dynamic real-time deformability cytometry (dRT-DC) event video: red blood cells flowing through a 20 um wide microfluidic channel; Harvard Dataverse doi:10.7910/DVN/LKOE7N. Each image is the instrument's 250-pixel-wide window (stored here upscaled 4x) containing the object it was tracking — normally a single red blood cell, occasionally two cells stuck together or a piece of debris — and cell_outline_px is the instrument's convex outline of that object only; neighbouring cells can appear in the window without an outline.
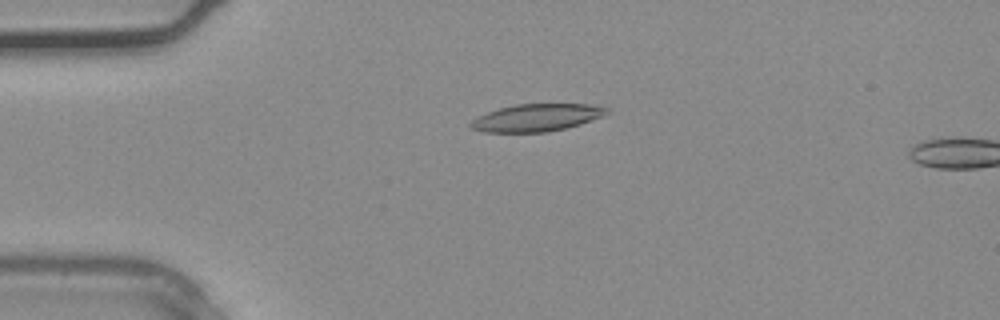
{"species": "common noctule bat (a hibernating species)", "species_latin": "Nyctalus noctula", "temperature_condition": "warm", "stored_images_in_passage": 4, "camera_frame_rate_fps": 3000, "um_per_image_px": 0.085, "animal": {"sex": "male", "body_mass_g": 20.4}, "frame": {"image": 1, "passage_image": 3, "time_ms": 0.667, "image_size_px": [1000, 320], "cell_outline_px": [[612, 112], [580, 124], [548, 132], [484, 132], [472, 128], [468, 124], [476, 116], [500, 108], [516, 104], [588, 104], [608, 108]], "centroid_in_image_um": [45.6, 10.0], "position_along_channel_um": 39.4, "area_um2": 21.62}}